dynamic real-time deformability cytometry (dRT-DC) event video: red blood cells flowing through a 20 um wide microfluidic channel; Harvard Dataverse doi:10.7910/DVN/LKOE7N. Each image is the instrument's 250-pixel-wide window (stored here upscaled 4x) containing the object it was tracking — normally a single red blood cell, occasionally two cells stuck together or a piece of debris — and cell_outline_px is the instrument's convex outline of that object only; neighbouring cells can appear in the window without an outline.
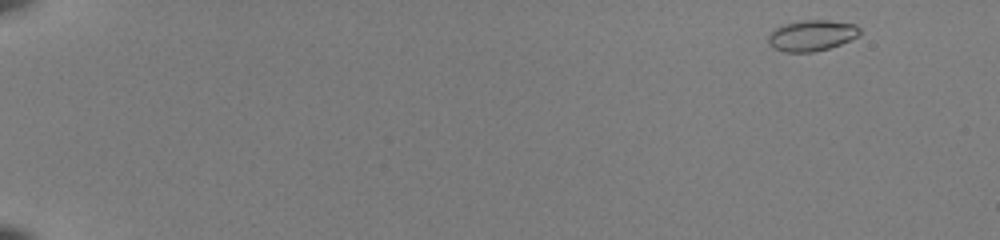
{"species": "common noctule bat (a hibernating species)", "species_latin": "Nyctalus noctula", "temperature_condition": "room temperature", "stored_images_in_passage": 50, "camera_frame_rate_fps": 3000, "um_per_image_px": 0.085, "animal": {"sex": "female", "body_mass_g": 22.0, "forearm_length_mm": 56.7}, "frame": {"image": 1, "passage_image": 1, "time_ms": 0.0, "image_size_px": [1000, 240], "cell_outline_px": [[860, 36], [840, 44], [828, 48], [812, 52], [784, 52], [772, 48], [768, 44], [768, 36], [776, 28], [784, 24], [804, 20], [828, 20], [856, 24], [860, 28]], "centroid_in_image_um": [69.01, 3.02], "position_along_channel_um": 16.0, "area_um2": 16.53}}
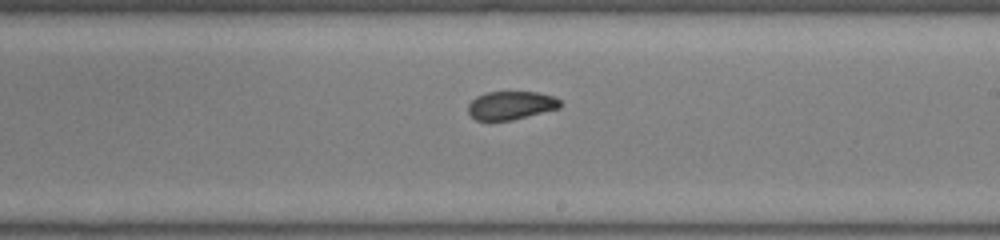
{"frame": {"image": 2, "passage_image": 31, "time_ms": 10.0, "image_size_px": [1000, 240], "cell_outline_px": [[564, 104], [560, 108], [512, 120], [476, 120], [468, 112], [468, 104], [476, 96], [488, 92], [536, 92], [552, 96], [560, 100]], "centroid_in_image_um": [43.45, 8.95], "position_along_channel_um": 245.6, "area_um2": 15.2}}
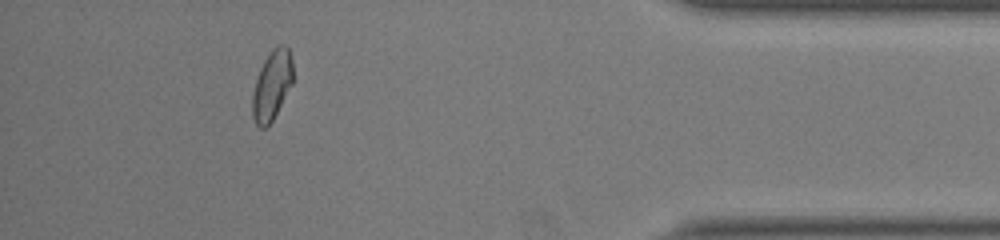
{"frame": {"image": 3, "passage_image": 46, "time_ms": 15.0, "image_size_px": [1000, 240], "cell_outline_px": [[292, 84], [272, 120], [264, 128], [260, 128], [256, 124], [252, 116], [252, 96], [256, 80], [260, 68], [264, 60], [272, 48], [280, 44], [284, 44], [288, 48], [292, 60]], "centroid_in_image_um": [23.1, 7.23], "position_along_channel_um": 412.1, "area_um2": 16.24}, "authors_computed_cell_mechanics": {"area_um2": 16.2996, "velocity_mm_per_s": 4.0017, "shape_relaxation_time_tau1_ms": null, "shape_relaxation_time_tau2_ms": 1.4882, "deformation_change_tau1": null, "deformation_change_tau2": 0.0577}}